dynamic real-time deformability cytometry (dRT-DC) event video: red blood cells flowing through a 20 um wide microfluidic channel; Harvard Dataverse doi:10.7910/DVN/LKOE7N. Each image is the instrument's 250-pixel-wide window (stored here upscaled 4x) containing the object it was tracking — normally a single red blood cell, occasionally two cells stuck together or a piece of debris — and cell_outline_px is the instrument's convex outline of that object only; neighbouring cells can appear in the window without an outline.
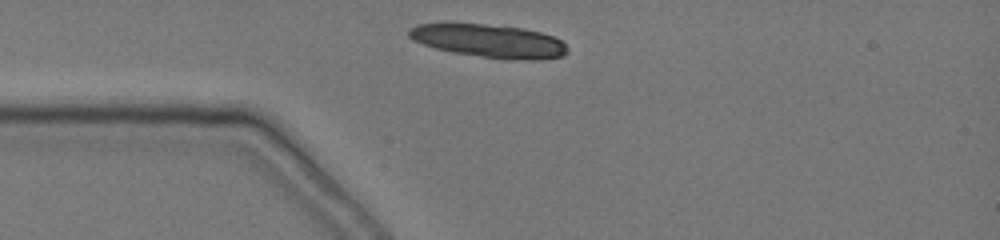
{"species": "common noctule bat (a hibernating species)", "species_latin": "Nyctalus noctula", "temperature_condition": "cold", "stored_images_in_passage": 3, "camera_frame_rate_fps": 3000, "um_per_image_px": 0.085, "animal": {"sex": "female", "body_mass_g": 19.0, "forearm_length_mm": 51.5}, "frame": {"image": 1, "passage_image": 1, "time_ms": 0.0, "image_size_px": [1000, 240], "cell_outline_px": [[568, 52], [564, 56], [524, 60], [512, 60], [452, 52], [436, 48], [424, 44], [408, 36], [408, 28], [416, 24], [444, 20], [452, 20], [524, 28], [540, 32], [552, 36], [560, 40], [568, 48]], "centroid_in_image_um": [41.47, 3.41], "position_along_channel_um": 43.5, "area_um2": 31.44}}